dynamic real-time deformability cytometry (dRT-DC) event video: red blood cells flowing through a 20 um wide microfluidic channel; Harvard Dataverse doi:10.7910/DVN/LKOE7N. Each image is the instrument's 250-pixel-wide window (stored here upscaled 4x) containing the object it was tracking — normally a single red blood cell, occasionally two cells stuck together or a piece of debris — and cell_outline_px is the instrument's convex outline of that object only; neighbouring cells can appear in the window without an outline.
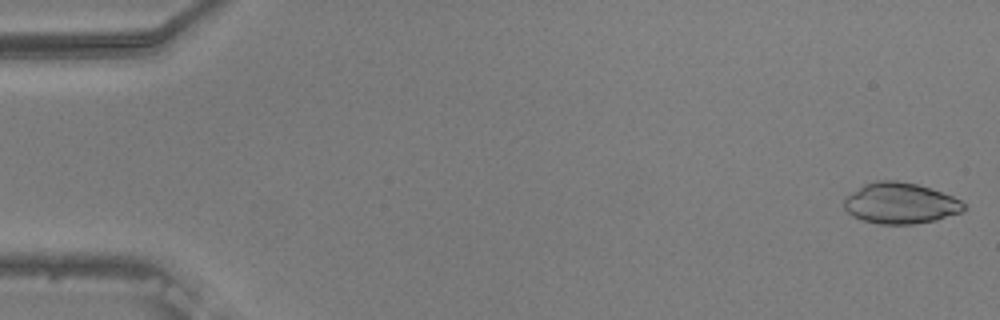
{"species": "common noctule bat (a hibernating species)", "species_latin": "Nyctalus noctula", "temperature_condition": "warm", "stored_images_in_passage": 54, "camera_frame_rate_fps": 3000, "um_per_image_px": 0.085, "animal": {"sex": "male", "body_mass_g": 20.5, "forearm_length_mm": 52.5}, "frame": {"image": 1, "passage_image": 1, "time_ms": 0.0, "image_size_px": [1000, 320], "cell_outline_px": [[964, 212], [936, 220], [912, 224], [876, 224], [852, 216], [844, 208], [844, 196], [864, 184], [876, 180], [896, 180], [916, 184], [952, 196], [960, 200], [964, 204]], "centroid_in_image_um": [76.5, 17.28], "position_along_channel_um": 8.5, "area_um2": 28.61}}
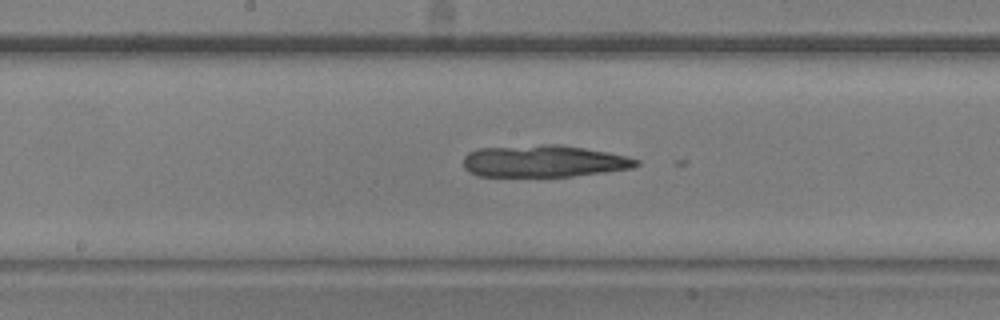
{"frame": {"image": 2, "passage_image": 28, "time_ms": 9.0, "image_size_px": [1000, 320], "cell_outline_px": [[640, 164], [632, 168], [604, 172], [572, 176], [476, 176], [468, 172], [464, 168], [464, 156], [468, 152], [480, 148], [540, 144], [560, 144], [608, 152], [628, 156], [640, 160]], "centroid_in_image_um": [46.22, 13.69], "position_along_channel_um": 202.0, "area_um2": 32.43}}
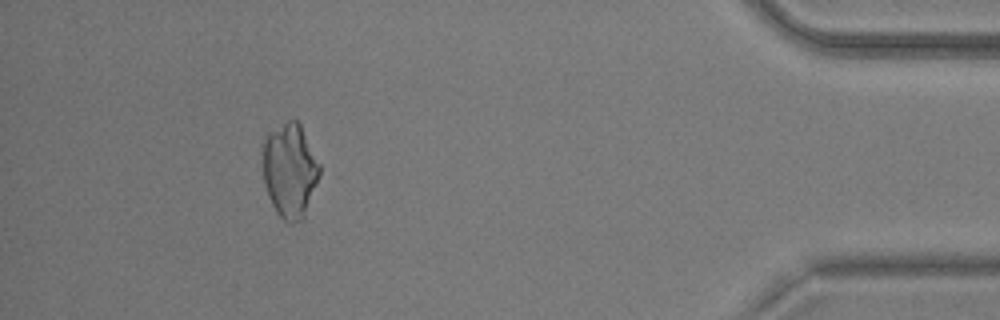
{"frame": {"image": 3, "passage_image": 49, "time_ms": 16.0, "image_size_px": [1000, 320], "cell_outline_px": [[320, 176], [304, 220], [292, 224], [284, 220], [276, 212], [268, 196], [264, 184], [260, 152], [260, 144], [264, 136], [268, 132], [288, 120], [296, 120], [300, 124], [320, 164]], "centroid_in_image_um": [24.6, 14.49], "position_along_channel_um": 410.6, "area_um2": 32.19}}